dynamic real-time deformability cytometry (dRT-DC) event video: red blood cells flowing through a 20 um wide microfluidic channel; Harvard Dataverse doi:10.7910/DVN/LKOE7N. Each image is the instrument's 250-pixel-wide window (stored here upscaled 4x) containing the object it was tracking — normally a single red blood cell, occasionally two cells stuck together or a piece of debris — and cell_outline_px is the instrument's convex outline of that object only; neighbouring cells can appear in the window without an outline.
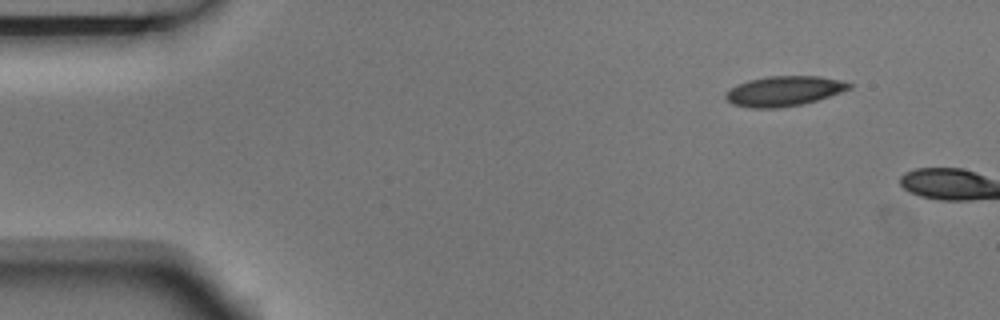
{"species": "Egyptian fruit bat (a non-hibernating species)", "species_latin": "Rousettus aegyptiacus", "temperature_condition": "room temperature", "stored_images_in_passage": 2, "camera_frame_rate_fps": 3000, "um_per_image_px": 0.085, "animal": {"sex": "male"}, "frame": {"image": 1, "passage_image": 1, "time_ms": 0.0, "image_size_px": [1000, 320], "cell_outline_px": [[856, 84], [852, 88], [816, 100], [800, 104], [776, 108], [752, 108], [732, 104], [724, 96], [736, 84], [748, 80], [768, 76], [820, 76], [840, 80]], "centroid_in_image_um": [66.66, 7.73], "position_along_channel_um": 18.3, "area_um2": 21.44}}